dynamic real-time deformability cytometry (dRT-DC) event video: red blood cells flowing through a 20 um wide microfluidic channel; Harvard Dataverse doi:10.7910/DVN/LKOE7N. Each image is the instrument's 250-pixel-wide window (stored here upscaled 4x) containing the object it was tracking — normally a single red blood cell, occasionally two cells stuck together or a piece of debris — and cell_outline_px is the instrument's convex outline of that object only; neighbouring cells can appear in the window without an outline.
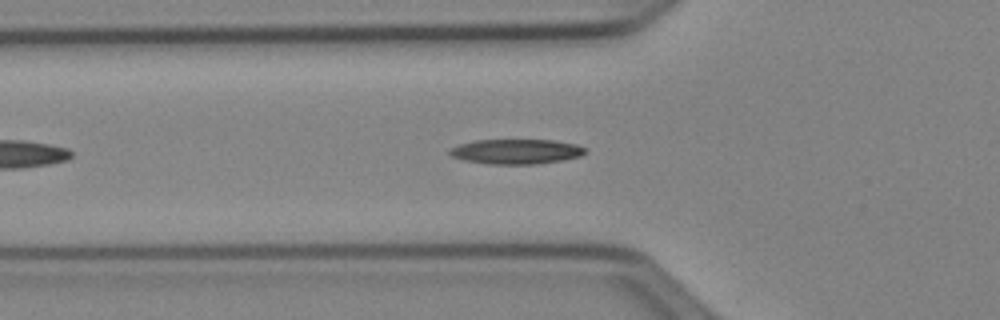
{"species": "Egyptian fruit bat (a non-hibernating species)", "species_latin": "Rousettus aegyptiacus", "temperature_condition": "cold", "stored_images_in_passage": 25, "camera_frame_rate_fps": 3000, "um_per_image_px": 0.085, "animal": {"sex": "female"}, "frame": {"image": 1, "passage_image": 8, "time_ms": 2.333, "image_size_px": [1000, 320], "cell_outline_px": [[584, 152], [580, 156], [560, 160], [532, 164], [488, 164], [464, 160], [452, 156], [448, 152], [448, 148], [472, 140], [552, 140], [576, 144], [584, 148]], "centroid_in_image_um": [43.8, 12.87], "position_along_channel_um": 82.0, "area_um2": 19.48}}
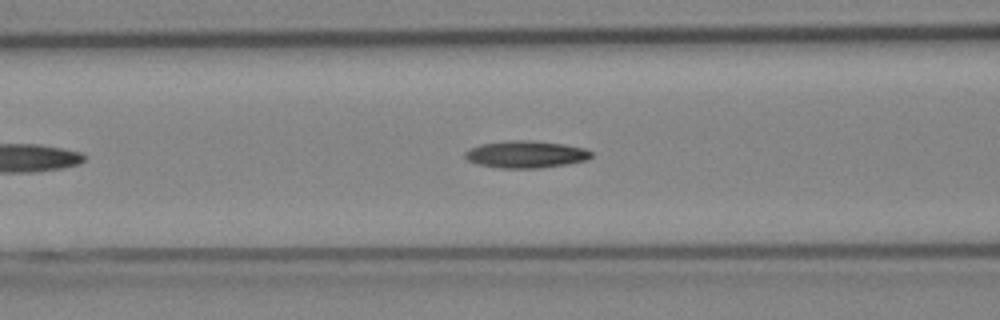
{"frame": {"image": 2, "passage_image": 11, "time_ms": 3.333, "image_size_px": [1000, 320], "cell_outline_px": [[592, 156], [588, 160], [540, 168], [500, 168], [476, 164], [468, 160], [464, 156], [464, 152], [480, 144], [508, 140], [528, 140], [564, 144], [584, 148], [592, 152]], "centroid_in_image_um": [44.69, 13.12], "position_along_channel_um": 121.9, "area_um2": 19.94}}
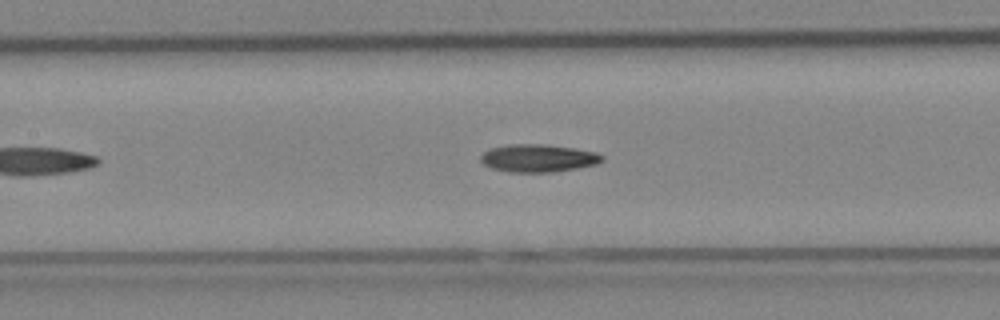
{"frame": {"image": 3, "passage_image": 14, "time_ms": 4.333, "image_size_px": [1000, 320], "cell_outline_px": [[604, 160], [596, 164], [576, 168], [552, 172], [512, 172], [492, 168], [484, 164], [480, 160], [480, 156], [484, 152], [492, 148], [512, 144], [544, 144], [572, 148], [596, 152], [604, 156]], "centroid_in_image_um": [45.76, 13.44], "position_along_channel_um": 161.6, "area_um2": 19.42}}